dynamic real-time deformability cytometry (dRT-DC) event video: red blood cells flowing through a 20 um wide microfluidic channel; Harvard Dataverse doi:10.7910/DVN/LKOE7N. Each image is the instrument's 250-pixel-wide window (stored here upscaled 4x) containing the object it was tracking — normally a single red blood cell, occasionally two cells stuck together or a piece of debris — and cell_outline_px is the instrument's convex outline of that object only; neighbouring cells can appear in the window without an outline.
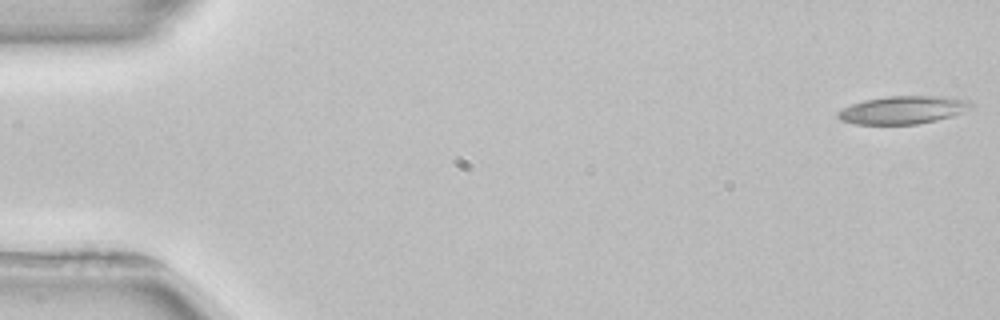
{"species": "common noctule bat (a hibernating species)", "species_latin": "Nyctalus noctula", "temperature_condition": "room temperature", "stored_images_in_passage": 5, "camera_frame_rate_fps": 3000, "um_per_image_px": 0.085, "animal": {"sex": "female", "body_mass_g": 22.7, "forearm_length_mm": 54.2}, "frame": {"image": 1, "passage_image": 1, "time_ms": 0.0, "image_size_px": [1000, 320], "cell_outline_px": [[976, 108], [952, 116], [936, 120], [916, 124], [856, 124], [840, 120], [836, 116], [836, 112], [852, 104], [864, 100], [888, 96], [948, 96], [968, 100], [976, 104]], "centroid_in_image_um": [76.83, 9.33], "position_along_channel_um": 8.2, "area_um2": 21.96}}
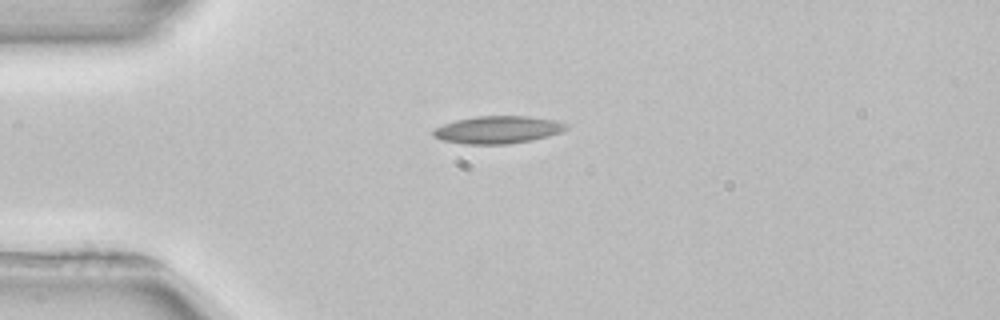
{"frame": {"image": 2, "passage_image": 4, "time_ms": 4.0, "image_size_px": [1000, 320], "cell_outline_px": [[568, 128], [560, 132], [548, 136], [532, 140], [508, 144], [464, 144], [440, 140], [432, 136], [432, 128], [456, 120], [476, 116], [528, 116], [556, 120], [568, 124]], "centroid_in_image_um": [42.28, 11.03], "position_along_channel_um": 42.7, "area_um2": 21.5}}